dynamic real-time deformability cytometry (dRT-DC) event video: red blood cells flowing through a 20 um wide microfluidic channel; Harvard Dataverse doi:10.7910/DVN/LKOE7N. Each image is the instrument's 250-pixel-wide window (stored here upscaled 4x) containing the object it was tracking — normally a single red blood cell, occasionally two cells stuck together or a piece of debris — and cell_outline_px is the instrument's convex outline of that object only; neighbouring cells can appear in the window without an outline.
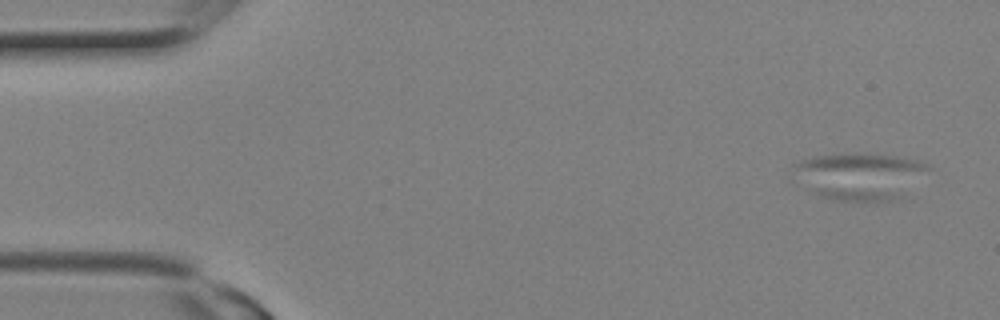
{"species": "Egyptian fruit bat (a non-hibernating species)", "species_latin": "Rousettus aegyptiacus", "temperature_condition": "room temperature", "stored_images_in_passage": 15, "camera_frame_rate_fps": 3000, "um_per_image_px": 0.085, "animal": {"sex": "female"}, "frame": {"image": 1, "passage_image": 2, "time_ms": 0.333, "image_size_px": [1000, 320], "cell_outline_px": [[932, 168], [904, 196], [892, 200], [876, 204], [836, 200], [820, 196], [812, 192], [792, 164], [816, 156], [852, 152], [872, 152], [900, 156], [916, 160], [928, 164]], "centroid_in_image_um": [73.22, 14.97], "position_along_channel_um": 11.8, "area_um2": 37.51}}
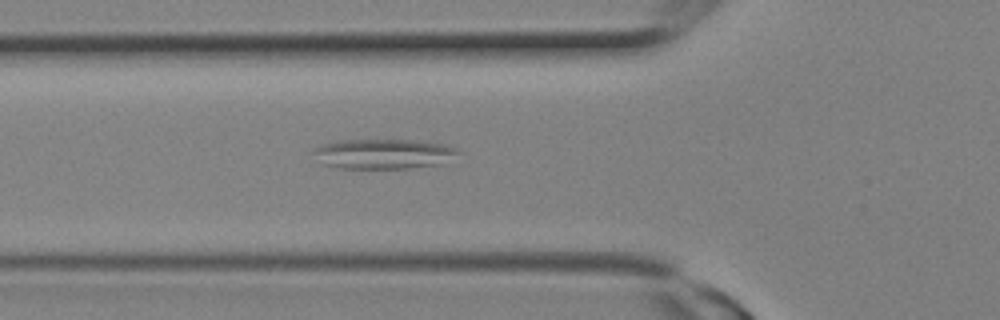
{"frame": {"image": 2, "passage_image": 10, "time_ms": 3.0, "image_size_px": [1000, 320], "cell_outline_px": [[460, 152], [440, 164], [408, 168], [340, 168], [320, 164], [312, 152], [312, 148], [324, 144], [340, 140], [416, 140], [444, 144], [456, 148]], "centroid_in_image_um": [32.53, 13.07], "position_along_channel_um": 93.3, "area_um2": 25.2}}
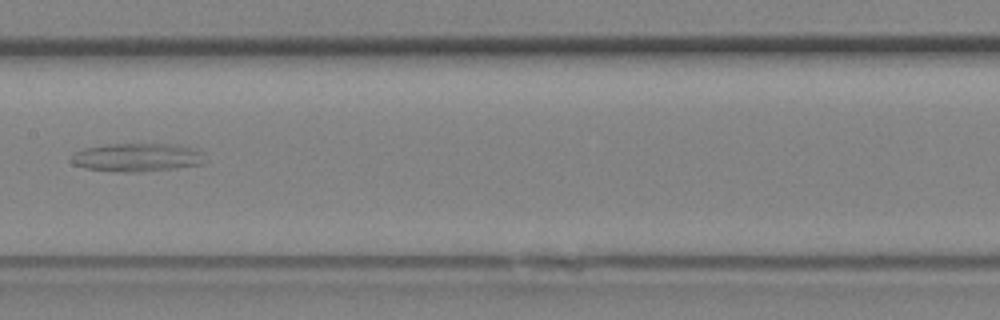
{"frame": {"image": 3, "passage_image": 14, "time_ms": 4.333, "image_size_px": [1000, 320], "cell_outline_px": [[204, 164], [176, 168], [136, 172], [124, 172], [84, 168], [72, 164], [68, 160], [72, 152], [84, 148], [108, 144], [180, 144], [196, 148], [200, 152]], "centroid_in_image_um": [11.59, 13.37], "position_along_channel_um": 195.8, "area_um2": 22.31}}